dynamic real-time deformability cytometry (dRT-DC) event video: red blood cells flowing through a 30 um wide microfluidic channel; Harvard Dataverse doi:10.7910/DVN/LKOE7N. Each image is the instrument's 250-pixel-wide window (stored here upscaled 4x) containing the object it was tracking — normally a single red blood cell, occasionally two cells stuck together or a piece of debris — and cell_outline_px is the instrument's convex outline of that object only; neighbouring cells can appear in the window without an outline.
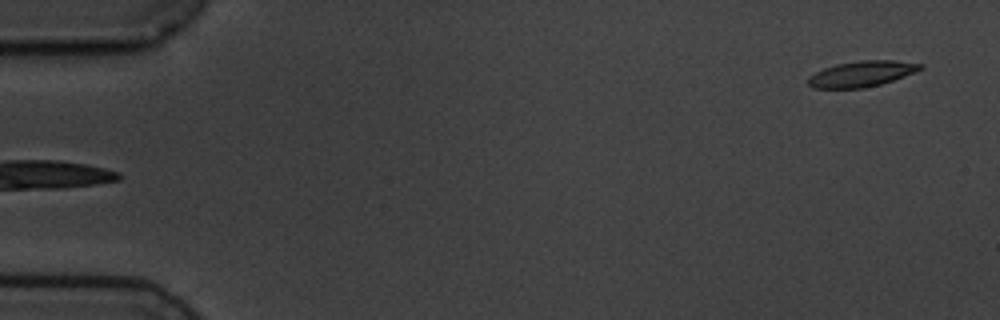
{"species": "common noctule bat (a hibernating species)", "species_latin": "Nyctalus noctula", "temperature_condition": "cold", "stored_images_in_passage": 5, "camera_frame_rate_fps": 3000, "um_per_image_px": 0.085, "animal": {"sex": "male", "body_mass_g": 19.5, "forearm_length_mm": 54.6}, "frame": {"image": 1, "passage_image": 5, "time_ms": 4.667, "image_size_px": [1000, 320], "cell_outline_px": [[924, 68], [904, 76], [880, 84], [864, 88], [812, 88], [808, 84], [808, 76], [824, 68], [836, 64], [860, 60], [892, 60], [924, 64]], "centroid_in_image_um": [73.23, 6.27], "position_along_channel_um": 11.8, "area_um2": 16.76}}